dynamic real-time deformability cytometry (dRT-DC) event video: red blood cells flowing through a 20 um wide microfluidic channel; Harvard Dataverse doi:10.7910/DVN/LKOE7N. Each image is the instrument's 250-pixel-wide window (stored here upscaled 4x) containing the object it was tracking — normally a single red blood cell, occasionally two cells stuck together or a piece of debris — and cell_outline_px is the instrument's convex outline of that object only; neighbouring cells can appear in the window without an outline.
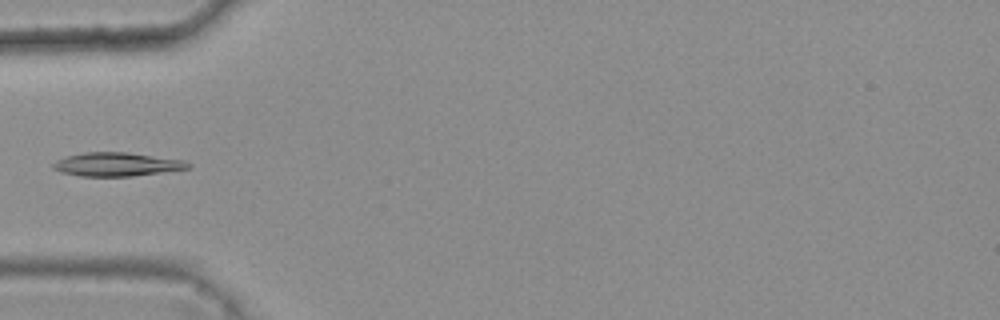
{"species": "common noctule bat (a hibernating species)", "species_latin": "Nyctalus noctula", "temperature_condition": "warm", "stored_images_in_passage": 29, "camera_frame_rate_fps": 3000, "um_per_image_px": 0.085, "animal": {"sex": "female", "body_mass_g": 25.1}, "frame": {"image": 1, "passage_image": 1, "time_ms": 0.0, "image_size_px": [1000, 320], "cell_outline_px": [[192, 168], [132, 176], [80, 176], [60, 172], [52, 168], [52, 164], [56, 160], [64, 156], [84, 152], [128, 152], [184, 160], [192, 164]], "centroid_in_image_um": [9.92, 13.96], "position_along_channel_um": 75.1, "area_um2": 18.79}}
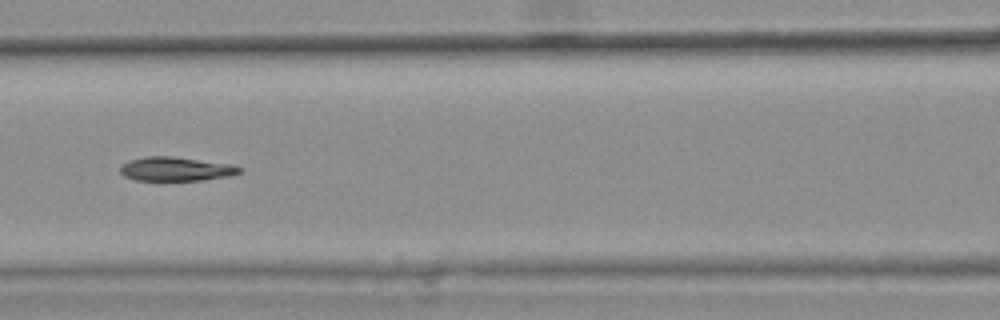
{"frame": {"image": 2, "passage_image": 7, "time_ms": 2.0, "image_size_px": [1000, 320], "cell_outline_px": [[244, 168], [240, 172], [228, 176], [200, 180], [136, 180], [124, 176], [120, 172], [120, 168], [128, 160], [144, 156], [172, 156], [232, 164]], "centroid_in_image_um": [14.95, 14.35], "position_along_channel_um": 151.7, "area_um2": 16.65}}
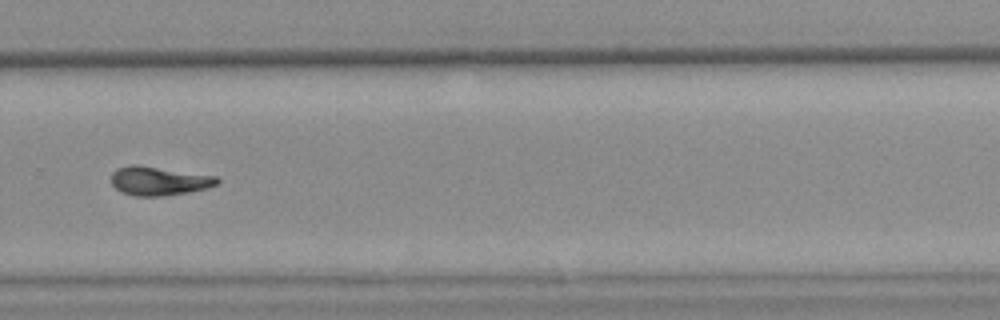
{"frame": {"image": 3, "passage_image": 20, "time_ms": 6.333, "image_size_px": [1000, 320], "cell_outline_px": [[220, 180], [216, 184], [208, 188], [188, 192], [164, 196], [136, 196], [120, 192], [112, 184], [112, 172], [116, 168], [132, 164], [136, 164], [216, 176]], "centroid_in_image_um": [13.48, 15.38], "position_along_channel_um": 316.3, "area_um2": 17.8}}